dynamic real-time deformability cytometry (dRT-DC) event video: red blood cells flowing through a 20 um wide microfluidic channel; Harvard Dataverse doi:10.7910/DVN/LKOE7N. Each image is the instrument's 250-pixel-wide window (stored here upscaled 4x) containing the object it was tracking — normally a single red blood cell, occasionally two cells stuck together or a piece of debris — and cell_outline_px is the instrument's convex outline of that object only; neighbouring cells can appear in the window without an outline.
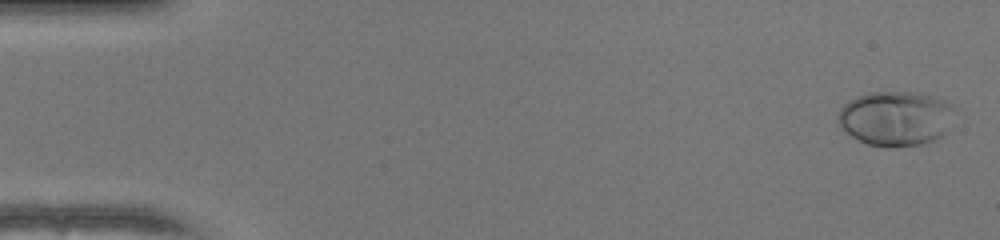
{"species": "human", "species_latin": "Homo sapiens", "temperature_condition": "warm", "stored_images_in_passage": 51, "camera_frame_rate_fps": 3000, "um_per_image_px": 0.085, "donor": {"sex": "female"}, "frame": {"image": 1, "passage_image": 2, "time_ms": 0.333, "image_size_px": [1000, 240], "cell_outline_px": [[952, 104], [948, 132], [932, 140], [920, 144], [892, 148], [884, 148], [868, 144], [852, 136], [840, 128], [836, 120], [836, 116], [840, 108], [848, 100], [868, 92], [912, 92], [932, 96], [944, 100]], "centroid_in_image_um": [76.06, 10.07], "position_along_channel_um": 8.9, "area_um2": 37.28}}
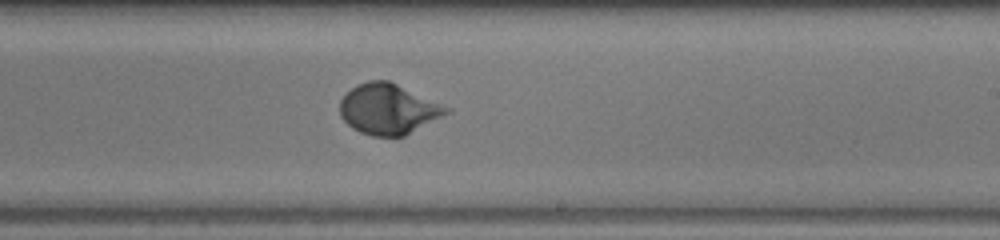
{"frame": {"image": 2, "passage_image": 31, "time_ms": 10.0, "image_size_px": [1000, 240], "cell_outline_px": [[452, 112], [404, 136], [372, 136], [360, 132], [352, 128], [340, 116], [340, 100], [352, 88], [368, 80], [388, 80], [452, 108]], "centroid_in_image_um": [33.03, 9.28], "position_along_channel_um": 256.0, "area_um2": 31.27}}
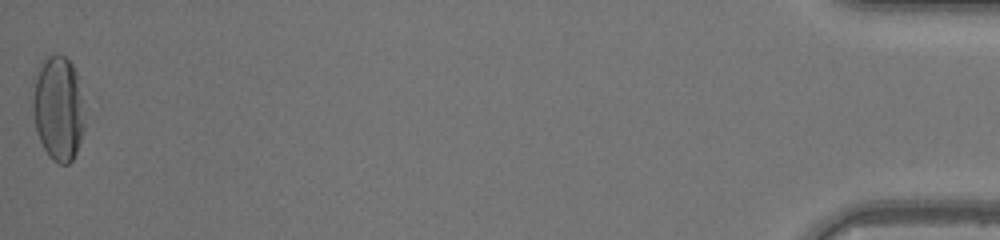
{"frame": {"image": 3, "passage_image": 51, "time_ms": 16.667, "image_size_px": [1000, 240], "cell_outline_px": [[84, 128], [76, 152], [72, 160], [68, 164], [60, 164], [52, 160], [48, 156], [40, 140], [36, 128], [32, 104], [32, 100], [36, 80], [40, 68], [44, 60], [48, 56], [56, 52], [64, 56], [72, 64], [76, 72], [84, 120]], "centroid_in_image_um": [4.95, 9.24], "position_along_channel_um": 430.2, "area_um2": 30.98}, "authors_computed_cell_mechanics": {"area_um2": 30.056, "velocity_mm_per_s": 4.1322, "shape_relaxation_time_tau1_ms": 2.8787, "shape_relaxation_time_tau2_ms": null, "deformation_change_tau1": 0.1999, "deformation_change_tau2": null}}